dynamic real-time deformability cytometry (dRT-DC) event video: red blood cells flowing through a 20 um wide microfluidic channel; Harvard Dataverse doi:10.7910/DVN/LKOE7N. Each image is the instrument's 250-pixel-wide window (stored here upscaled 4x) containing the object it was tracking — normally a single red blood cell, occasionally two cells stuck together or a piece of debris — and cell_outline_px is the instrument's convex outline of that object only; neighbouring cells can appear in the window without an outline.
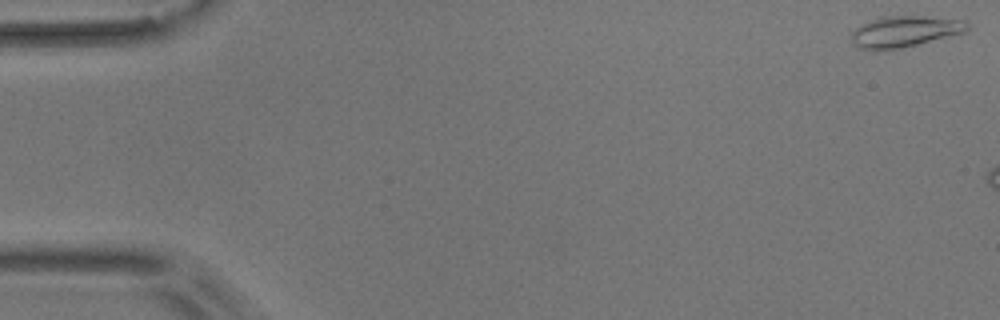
{"species": "common noctule bat (a hibernating species)", "species_latin": "Nyctalus noctula", "temperature_condition": "room temperature", "stored_images_in_passage": 3, "camera_frame_rate_fps": 3000, "um_per_image_px": 0.085, "animal": {"sex": "male", "body_mass_g": 17.9}, "frame": {"image": 1, "passage_image": 1, "time_ms": 0.0, "image_size_px": [1000, 320], "cell_outline_px": [[968, 28], [964, 32], [900, 48], [872, 52], [860, 48], [852, 40], [852, 32], [860, 24], [880, 16], [924, 16], [968, 20]], "centroid_in_image_um": [76.86, 2.67], "position_along_channel_um": 8.1, "area_um2": 21.04}}